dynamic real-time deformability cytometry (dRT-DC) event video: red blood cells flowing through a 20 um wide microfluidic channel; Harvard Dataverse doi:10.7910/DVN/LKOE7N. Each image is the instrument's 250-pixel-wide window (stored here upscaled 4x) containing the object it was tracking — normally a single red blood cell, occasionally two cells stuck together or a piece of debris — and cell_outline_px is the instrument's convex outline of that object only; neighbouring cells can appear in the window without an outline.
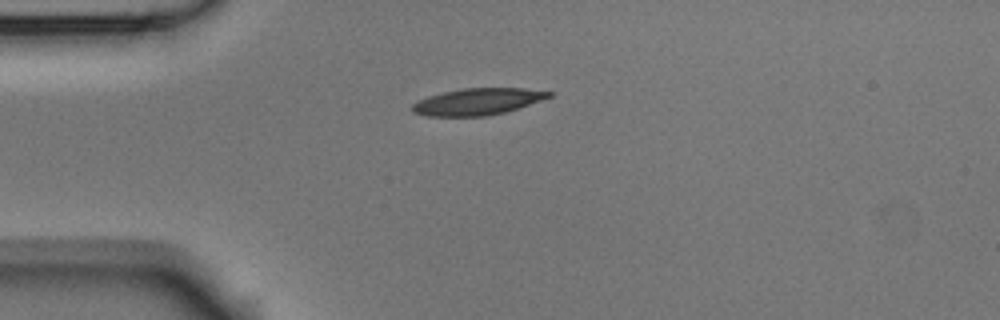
{"species": "Egyptian fruit bat (a non-hibernating species)", "species_latin": "Rousettus aegyptiacus", "temperature_condition": "room temperature", "stored_images_in_passage": 3, "camera_frame_rate_fps": 3000, "um_per_image_px": 0.085, "animal": {"sex": "male"}, "frame": {"image": 1, "passage_image": 1, "time_ms": 0.0, "image_size_px": [1000, 320], "cell_outline_px": [[552, 96], [504, 112], [488, 116], [428, 116], [412, 112], [412, 104], [428, 96], [444, 92], [464, 88], [524, 88], [552, 92]], "centroid_in_image_um": [40.57, 8.64], "position_along_channel_um": 44.4, "area_um2": 20.92}}
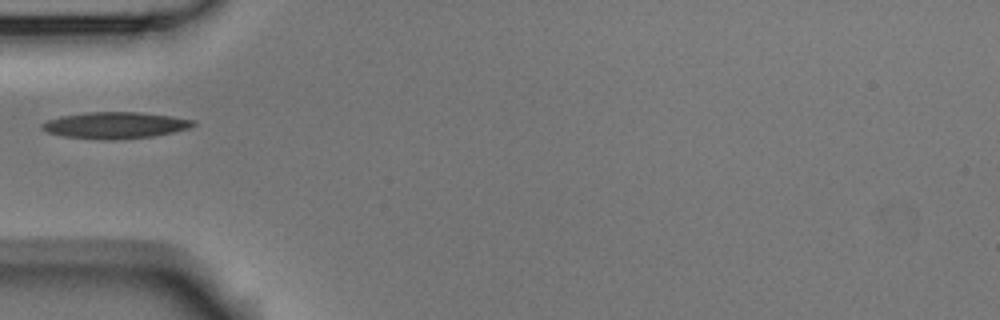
{"frame": {"image": 2, "passage_image": 2, "time_ms": 0.333, "image_size_px": [1000, 320], "cell_outline_px": [[196, 124], [188, 128], [172, 132], [152, 136], [112, 140], [64, 136], [48, 132], [40, 128], [40, 124], [48, 120], [60, 116], [88, 112], [140, 112], [196, 120]], "centroid_in_image_um": [9.77, 10.64], "position_along_channel_um": 75.2, "area_um2": 23.06}}
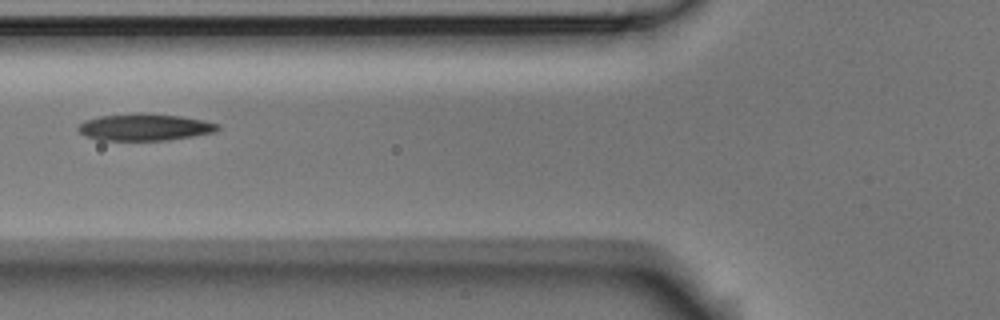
{"frame": {"image": 3, "passage_image": 3, "time_ms": 0.667, "image_size_px": [1000, 320], "cell_outline_px": [[220, 128], [216, 132], [168, 140], [100, 140], [84, 136], [76, 128], [84, 120], [100, 116], [136, 112], [140, 112], [180, 116], [204, 120], [220, 124]], "centroid_in_image_um": [12.3, 10.8], "position_along_channel_um": 113.5, "area_um2": 22.08}}